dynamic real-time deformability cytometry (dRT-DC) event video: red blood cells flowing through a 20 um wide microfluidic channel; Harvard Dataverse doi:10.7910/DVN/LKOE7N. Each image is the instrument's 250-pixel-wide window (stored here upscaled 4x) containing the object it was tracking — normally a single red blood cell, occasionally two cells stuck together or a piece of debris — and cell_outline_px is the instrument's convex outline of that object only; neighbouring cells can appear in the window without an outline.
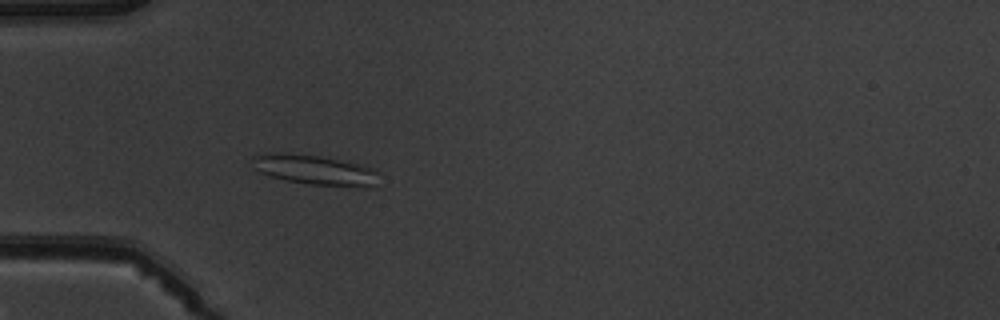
{"species": "common noctule bat (a hibernating species)", "species_latin": "Nyctalus noctula", "temperature_condition": "warm", "stored_images_in_passage": 6, "camera_frame_rate_fps": 3000, "um_per_image_px": 0.085, "animal": {"sex": "male", "body_mass_g": 19.5, "forearm_length_mm": 54.6}, "frame": {"image": 1, "passage_image": 6, "time_ms": 5.667, "image_size_px": [1000, 320], "cell_outline_px": [[376, 172], [372, 188], [364, 188], [312, 184], [284, 180], [260, 172], [252, 168], [252, 156], [276, 152], [280, 152], [320, 156], [360, 164], [372, 168]], "centroid_in_image_um": [26.72, 14.44], "position_along_channel_um": 58.3, "area_um2": 21.96}}